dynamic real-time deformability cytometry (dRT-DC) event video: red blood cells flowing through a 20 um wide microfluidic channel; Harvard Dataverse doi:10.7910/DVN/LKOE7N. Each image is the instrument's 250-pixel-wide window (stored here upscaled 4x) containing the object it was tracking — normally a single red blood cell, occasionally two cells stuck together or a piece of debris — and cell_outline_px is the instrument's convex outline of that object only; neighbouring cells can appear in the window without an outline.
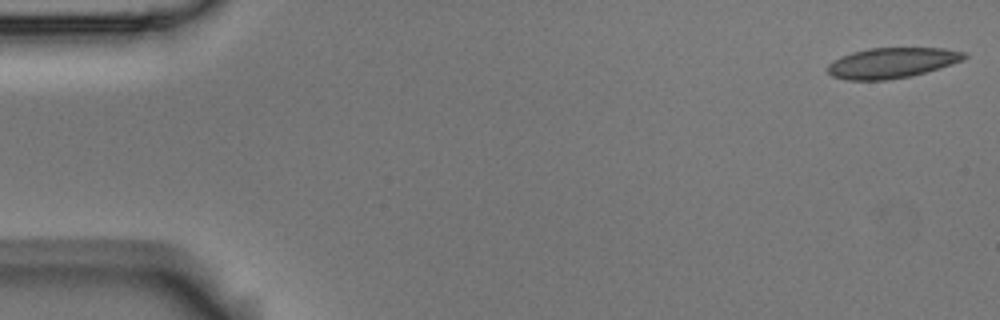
{"species": "Egyptian fruit bat (a non-hibernating species)", "species_latin": "Rousettus aegyptiacus", "temperature_condition": "room temperature", "stored_images_in_passage": 6, "camera_frame_rate_fps": 3000, "um_per_image_px": 0.085, "animal": {"sex": "male"}, "frame": {"image": 1, "passage_image": 1, "time_ms": 0.0, "image_size_px": [1000, 320], "cell_outline_px": [[968, 56], [952, 64], [912, 76], [884, 80], [844, 80], [832, 76], [828, 72], [828, 64], [840, 56], [852, 52], [868, 48], [944, 48], [968, 52]], "centroid_in_image_um": [75.8, 5.34], "position_along_channel_um": 9.2, "area_um2": 24.28}}